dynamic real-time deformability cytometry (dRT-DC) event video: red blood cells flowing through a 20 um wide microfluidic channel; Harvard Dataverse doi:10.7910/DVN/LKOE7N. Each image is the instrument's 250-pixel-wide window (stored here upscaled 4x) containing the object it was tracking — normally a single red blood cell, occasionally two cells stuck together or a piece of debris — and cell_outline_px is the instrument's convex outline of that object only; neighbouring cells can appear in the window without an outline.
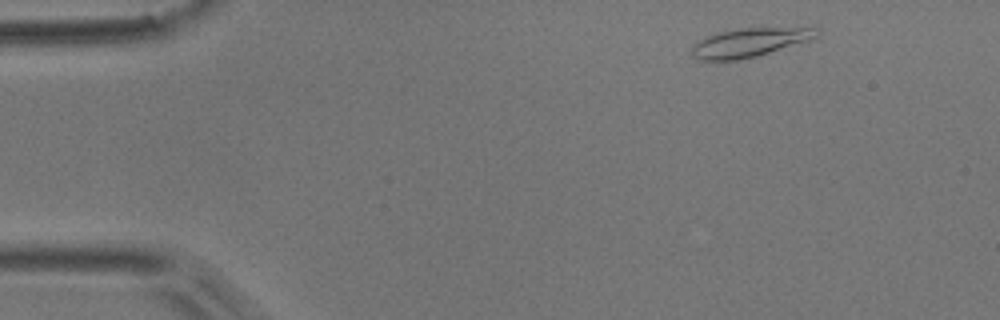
{"species": "common noctule bat (a hibernating species)", "species_latin": "Nyctalus noctula", "temperature_condition": "room temperature", "stored_images_in_passage": 9, "camera_frame_rate_fps": 3000, "um_per_image_px": 0.085, "animal": {"sex": "male", "body_mass_g": 17.9}, "frame": {"image": 1, "passage_image": 1, "time_ms": 0.0, "image_size_px": [1000, 320], "cell_outline_px": [[820, 28], [816, 40], [756, 56], [740, 60], [716, 64], [696, 60], [692, 56], [692, 44], [704, 36], [720, 32], [740, 28]], "centroid_in_image_um": [63.65, 3.67], "position_along_channel_um": 21.3, "area_um2": 21.96}}
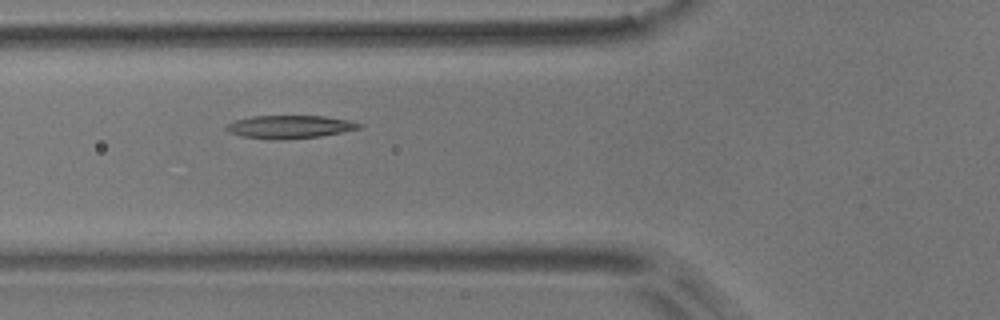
{"frame": {"image": 2, "passage_image": 4, "time_ms": 1.0, "image_size_px": [1000, 320], "cell_outline_px": [[364, 128], [320, 136], [284, 140], [272, 140], [240, 136], [228, 132], [224, 128], [224, 124], [236, 120], [252, 116], [324, 116], [348, 120], [364, 124]], "centroid_in_image_um": [24.61, 10.79], "position_along_channel_um": 101.2, "area_um2": 18.15}}
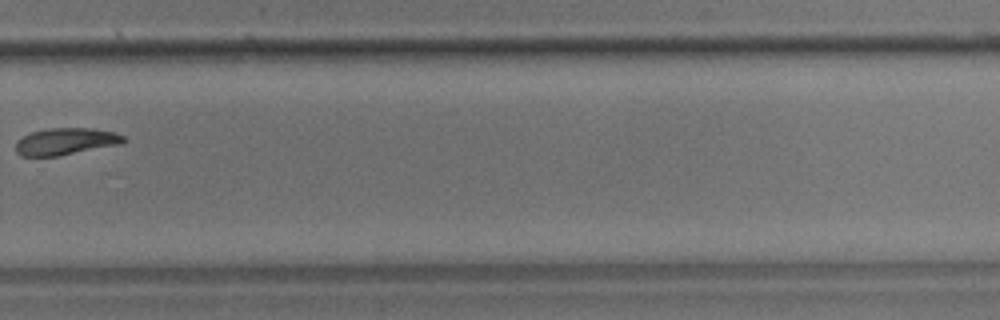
{"frame": {"image": 3, "passage_image": 9, "time_ms": 2.667, "image_size_px": [1000, 320], "cell_outline_px": [[128, 140], [120, 144], [56, 156], [20, 156], [16, 152], [16, 140], [32, 132], [48, 128], [88, 128], [116, 132], [124, 136]], "centroid_in_image_um": [5.58, 12.02], "position_along_channel_um": 324.2, "area_um2": 16.82}}